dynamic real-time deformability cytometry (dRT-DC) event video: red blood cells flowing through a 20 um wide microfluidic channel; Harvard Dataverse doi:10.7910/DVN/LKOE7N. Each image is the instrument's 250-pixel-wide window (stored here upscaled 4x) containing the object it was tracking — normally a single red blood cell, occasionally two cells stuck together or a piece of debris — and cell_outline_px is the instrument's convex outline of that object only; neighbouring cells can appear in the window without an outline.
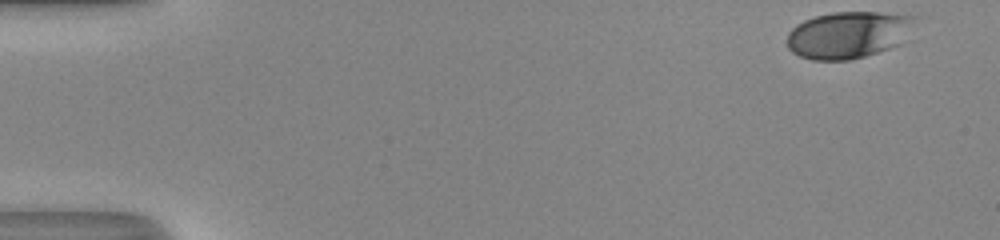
{"species": "human", "species_latin": "Homo sapiens", "temperature_condition": "room temperature", "stored_images_in_passage": 41, "camera_frame_rate_fps": 3000, "um_per_image_px": 0.085, "donor": {"sex": "male"}, "frame": {"image": 1, "passage_image": 1, "time_ms": 0.0, "image_size_px": [1000, 240], "cell_outline_px": [[916, 16], [908, 40], [904, 44], [864, 56], [848, 60], [812, 60], [800, 56], [792, 52], [788, 48], [788, 32], [796, 24], [804, 20], [816, 16], [832, 12], [880, 12]], "centroid_in_image_um": [72.15, 2.96], "position_along_channel_um": 12.8, "area_um2": 35.32}}
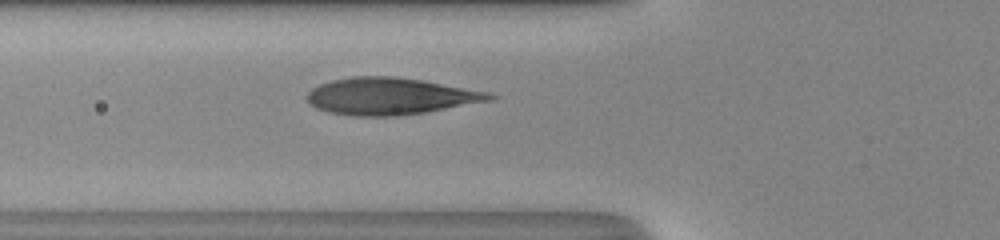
{"frame": {"image": 2, "passage_image": 18, "time_ms": 5.667, "image_size_px": [1000, 240], "cell_outline_px": [[496, 96], [492, 100], [428, 112], [396, 116], [352, 116], [328, 112], [316, 108], [304, 96], [312, 88], [320, 84], [332, 80], [352, 76], [392, 76], [420, 80], [488, 92]], "centroid_in_image_um": [33.13, 8.19], "position_along_channel_um": 92.7, "area_um2": 39.13}}
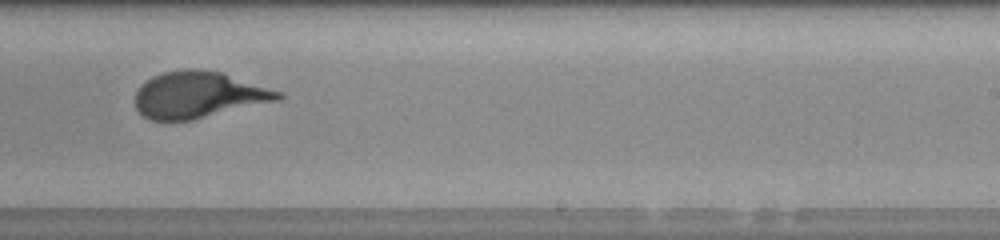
{"frame": {"image": 3, "passage_image": 31, "time_ms": 10.0, "image_size_px": [1000, 240], "cell_outline_px": [[284, 96], [280, 100], [192, 120], [152, 120], [144, 116], [136, 108], [136, 92], [140, 84], [152, 76], [164, 72], [188, 68], [192, 68], [220, 72], [284, 92]], "centroid_in_image_um": [16.89, 8.06], "position_along_channel_um": 272.1, "area_um2": 38.67}, "authors_computed_cell_mechanics": {"area_um2": 38.6682, "velocity_mm_per_s": 4.1466, "shape_relaxation_time_tau1_ms": 5.6014, "shape_relaxation_time_tau2_ms": null, "deformation_change_tau1": 0.2413, "deformation_change_tau2": null}}